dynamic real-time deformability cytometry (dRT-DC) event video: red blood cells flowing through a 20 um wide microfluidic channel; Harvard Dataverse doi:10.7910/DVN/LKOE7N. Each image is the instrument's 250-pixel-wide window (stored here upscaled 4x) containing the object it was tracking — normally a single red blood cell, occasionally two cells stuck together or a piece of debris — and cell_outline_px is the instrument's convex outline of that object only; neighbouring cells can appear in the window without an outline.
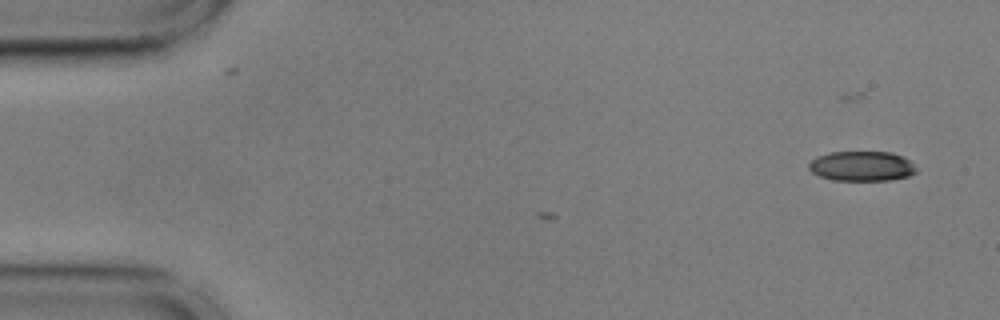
{"species": "common noctule bat (a hibernating species)", "species_latin": "Nyctalus noctula", "temperature_condition": "cold", "stored_images_in_passage": 3, "camera_frame_rate_fps": 3000, "um_per_image_px": 0.085, "animal": {"sex": "male", "body_mass_g": 17.9, "forearm_length_mm": 54.2}, "frame": {"image": 1, "passage_image": 1, "time_ms": 0.0, "image_size_px": [1000, 320], "cell_outline_px": [[916, 172], [908, 176], [888, 180], [832, 180], [820, 176], [812, 172], [808, 168], [808, 164], [816, 156], [832, 152], [892, 152], [904, 156], [916, 168]], "centroid_in_image_um": [73.24, 14.11], "position_along_channel_um": 11.8, "area_um2": 18.67}}